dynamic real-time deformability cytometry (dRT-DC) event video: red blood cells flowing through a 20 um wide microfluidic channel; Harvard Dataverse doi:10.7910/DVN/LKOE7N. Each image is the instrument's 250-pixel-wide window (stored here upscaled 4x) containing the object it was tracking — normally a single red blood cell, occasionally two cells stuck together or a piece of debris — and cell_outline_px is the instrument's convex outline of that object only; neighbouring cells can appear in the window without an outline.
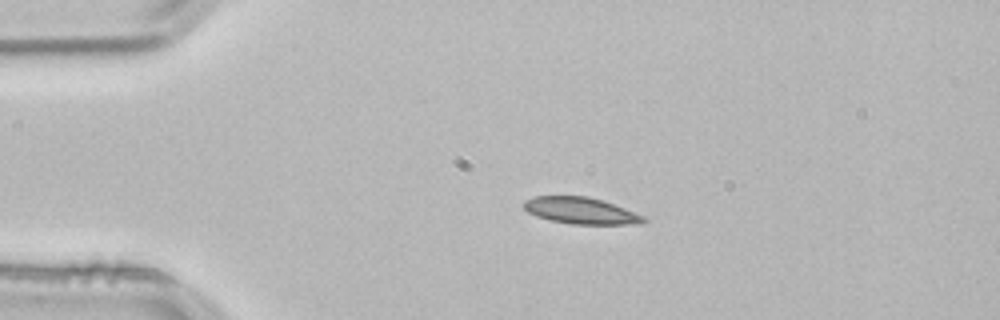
{"species": "common noctule bat (a hibernating species)", "species_latin": "Nyctalus noctula", "temperature_condition": "room temperature", "stored_images_in_passage": 43, "camera_frame_rate_fps": 3000, "um_per_image_px": 0.085, "animal": {"sex": "male", "body_mass_g": 21.5, "forearm_length_mm": 52.0}, "frame": {"image": 1, "passage_image": 1, "time_ms": 0.0, "image_size_px": [1000, 320], "cell_outline_px": [[648, 220], [644, 224], [572, 224], [552, 220], [536, 216], [528, 212], [524, 208], [524, 200], [536, 196], [588, 196], [624, 208], [644, 216]], "centroid_in_image_um": [49.39, 17.91], "position_along_channel_um": 35.6, "area_um2": 18.38}}
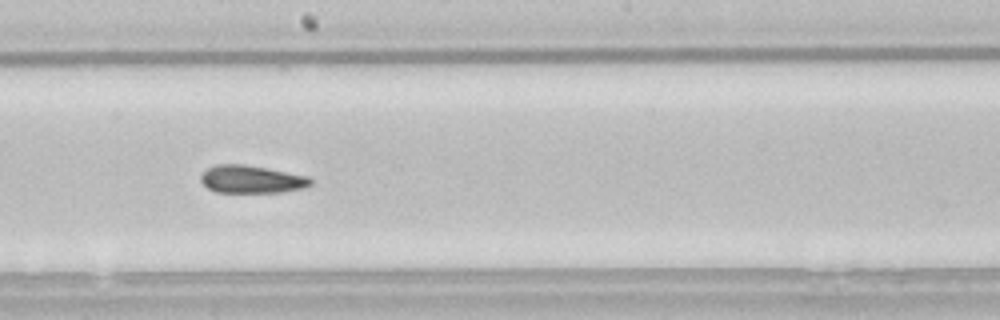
{"frame": {"image": 2, "passage_image": 19, "time_ms": 6.0, "image_size_px": [1000, 320], "cell_outline_px": [[312, 184], [304, 188], [284, 192], [216, 192], [208, 188], [200, 180], [200, 176], [208, 168], [216, 164], [244, 164], [308, 176], [312, 180]], "centroid_in_image_um": [21.39, 15.24], "position_along_channel_um": 226.8, "area_um2": 17.69}}
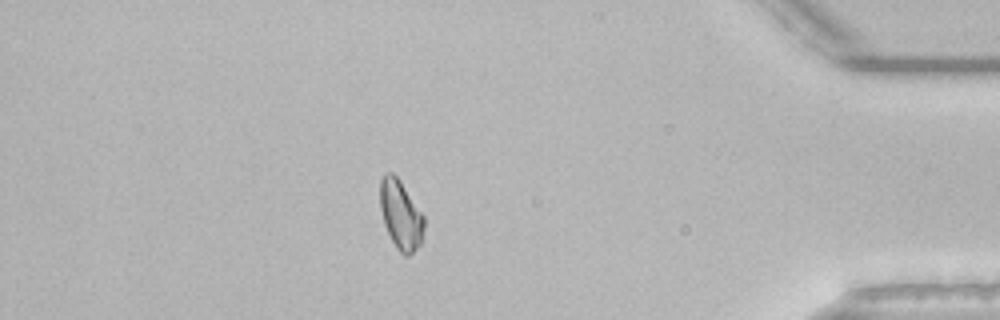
{"frame": {"image": 3, "passage_image": 36, "time_ms": 11.667, "image_size_px": [1000, 320], "cell_outline_px": [[424, 228], [420, 244], [408, 256], [404, 256], [396, 248], [384, 224], [380, 208], [380, 180], [388, 172], [392, 172], [400, 180], [424, 216]], "centroid_in_image_um": [34.05, 18.26], "position_along_channel_um": 401.1, "area_um2": 17.51}, "authors_computed_cell_mechanics": {"area_um2": 17.918, "velocity_mm_per_s": 3.8217, "shape_relaxation_time_tau1_ms": null, "shape_relaxation_time_tau2_ms": 8.7388, "deformation_change_tau1": null, "deformation_change_tau2": 0.155}}